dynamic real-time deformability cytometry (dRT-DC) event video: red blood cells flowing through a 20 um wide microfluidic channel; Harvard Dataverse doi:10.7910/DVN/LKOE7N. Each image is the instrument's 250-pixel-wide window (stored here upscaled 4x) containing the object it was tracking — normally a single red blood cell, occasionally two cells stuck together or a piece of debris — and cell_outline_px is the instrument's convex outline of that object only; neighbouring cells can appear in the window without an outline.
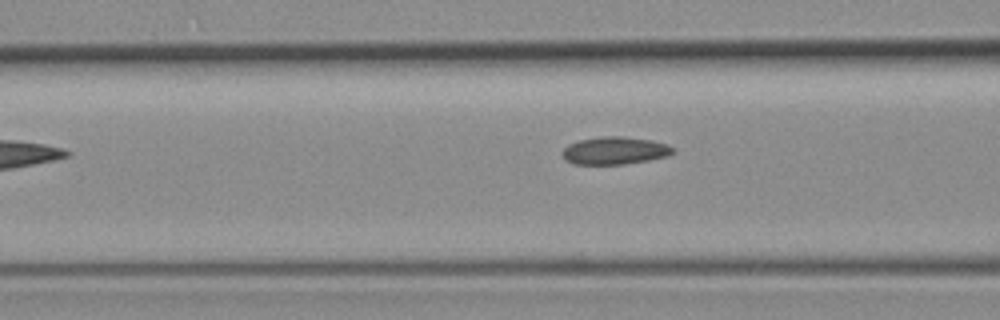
{"species": "common noctule bat (a hibernating species)", "species_latin": "Nyctalus noctula", "temperature_condition": "room temperature", "stored_images_in_passage": 3, "camera_frame_rate_fps": 3000, "um_per_image_px": 0.085, "animal": {"sex": "female", "body_mass_g": 19.3, "forearm_length_mm": 54.1}, "frame": {"image": 1, "passage_image": 3, "time_ms": 2.333, "image_size_px": [1000, 320], "cell_outline_px": [[676, 152], [668, 156], [648, 160], [624, 164], [572, 164], [564, 160], [560, 152], [568, 144], [580, 140], [600, 136], [620, 136], [652, 140], [668, 144], [676, 148]], "centroid_in_image_um": [52.26, 12.8], "position_along_channel_um": 114.3, "area_um2": 18.09}}